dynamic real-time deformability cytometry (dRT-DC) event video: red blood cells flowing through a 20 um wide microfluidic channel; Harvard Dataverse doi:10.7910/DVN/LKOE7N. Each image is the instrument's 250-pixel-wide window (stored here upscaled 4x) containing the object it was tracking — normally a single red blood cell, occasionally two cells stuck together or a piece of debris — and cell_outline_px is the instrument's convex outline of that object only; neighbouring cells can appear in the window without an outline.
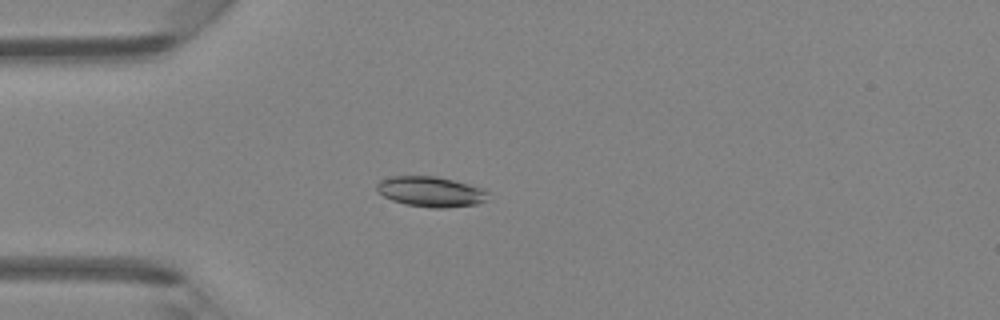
{"species": "Egyptian fruit bat (a non-hibernating species)", "species_latin": "Rousettus aegyptiacus", "temperature_condition": "room temperature", "stored_images_in_passage": 47, "camera_frame_rate_fps": 3000, "um_per_image_px": 0.085, "animal": {"sex": "female"}, "frame": {"image": 1, "passage_image": 13, "time_ms": 4.0, "image_size_px": [1000, 320], "cell_outline_px": [[488, 200], [476, 204], [448, 208], [432, 208], [404, 204], [392, 200], [376, 192], [376, 184], [380, 180], [392, 176], [436, 176], [484, 188], [488, 192]], "centroid_in_image_um": [36.61, 16.3], "position_along_channel_um": 48.4, "area_um2": 19.83}}
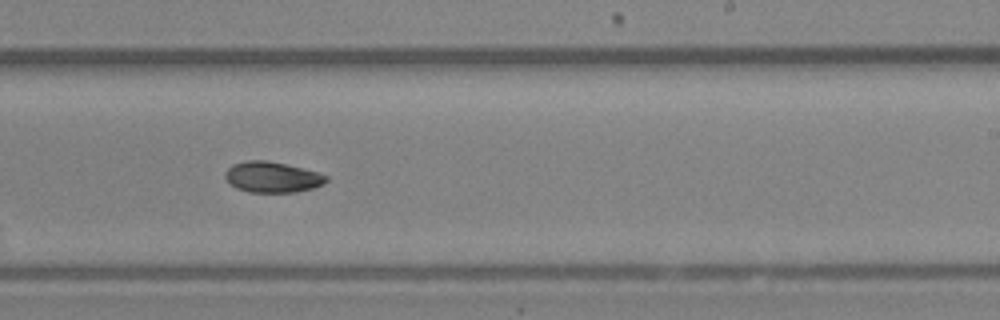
{"frame": {"image": 2, "passage_image": 29, "time_ms": 9.333, "image_size_px": [1000, 320], "cell_outline_px": [[328, 180], [324, 184], [312, 188], [296, 192], [248, 192], [236, 188], [224, 176], [224, 172], [232, 164], [244, 160], [264, 160], [284, 164], [316, 172], [328, 176]], "centroid_in_image_um": [23.11, 15.05], "position_along_channel_um": 265.9, "area_um2": 17.98}}
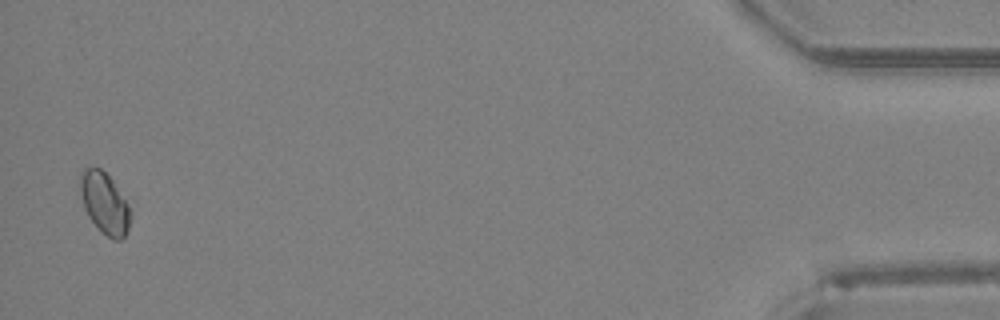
{"frame": {"image": 3, "passage_image": 46, "time_ms": 15.0, "image_size_px": [1000, 320], "cell_outline_px": [[132, 212], [128, 228], [124, 236], [120, 240], [112, 240], [88, 216], [84, 208], [80, 192], [80, 172], [84, 168], [100, 168], [112, 180], [128, 204]], "centroid_in_image_um": [8.89, 17.26], "position_along_channel_um": 426.3, "area_um2": 17.63}, "authors_computed_cell_mechanics": {"area_um2": 18.5538, "velocity_mm_per_s": 4.3506, "shape_relaxation_time_tau1_ms": 3.6578, "shape_relaxation_time_tau2_ms": null, "deformation_change_tau1": 0.1028, "deformation_change_tau2": null}}